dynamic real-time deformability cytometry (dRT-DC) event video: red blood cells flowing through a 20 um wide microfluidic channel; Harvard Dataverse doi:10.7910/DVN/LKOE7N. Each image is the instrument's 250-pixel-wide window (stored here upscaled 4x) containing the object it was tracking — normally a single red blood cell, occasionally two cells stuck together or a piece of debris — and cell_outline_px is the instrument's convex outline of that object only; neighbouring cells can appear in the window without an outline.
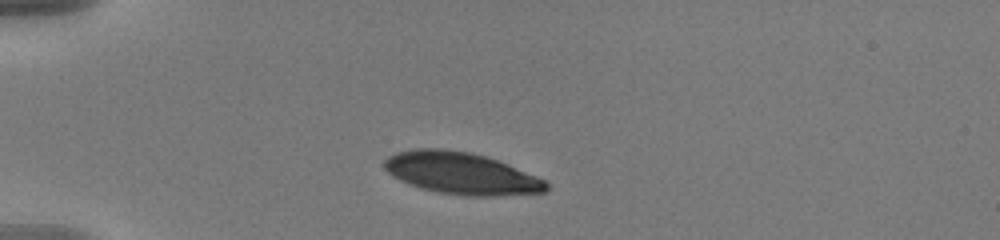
{"species": "human", "species_latin": "Homo sapiens", "temperature_condition": "warm", "stored_images_in_passage": 42, "camera_frame_rate_fps": 3000, "um_per_image_px": 0.085, "donor": {"sex": "male"}, "frame": {"image": 1, "passage_image": 1, "time_ms": 0.0, "image_size_px": [1000, 240], "cell_outline_px": [[548, 192], [496, 196], [464, 196], [440, 192], [420, 188], [408, 184], [392, 176], [384, 168], [384, 160], [388, 156], [396, 152], [416, 148], [440, 148], [472, 152], [508, 164], [536, 176], [544, 180], [548, 184]], "centroid_in_image_um": [39.19, 14.73], "position_along_channel_um": 45.8, "area_um2": 39.65}}
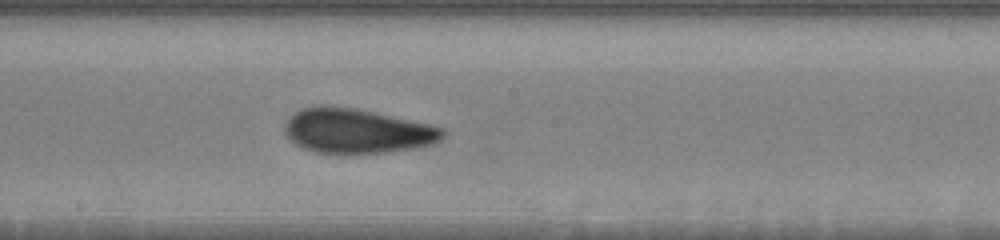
{"frame": {"image": 2, "passage_image": 18, "time_ms": 5.667, "image_size_px": [1000, 240], "cell_outline_px": [[448, 136], [432, 144], [412, 148], [356, 156], [316, 152], [304, 148], [296, 144], [284, 132], [284, 124], [288, 116], [300, 108], [356, 108], [448, 128]], "centroid_in_image_um": [30.4, 11.18], "position_along_channel_um": 217.8, "area_um2": 41.38}}
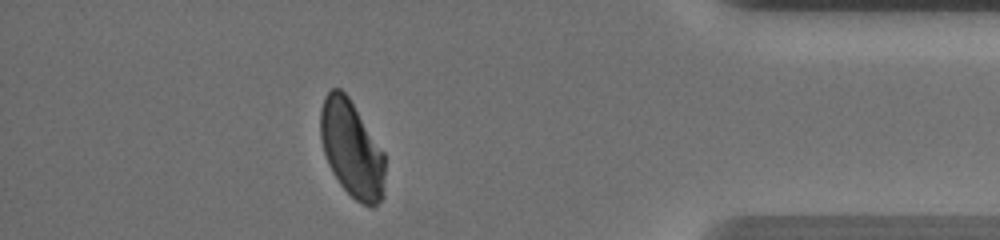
{"frame": {"image": 3, "passage_image": 36, "time_ms": 11.667, "image_size_px": [1000, 240], "cell_outline_px": [[384, 196], [372, 208], [360, 204], [340, 184], [332, 172], [328, 164], [324, 152], [320, 136], [320, 112], [324, 96], [332, 88], [340, 88], [348, 96], [384, 152]], "centroid_in_image_um": [29.89, 12.67], "position_along_channel_um": 405.3, "area_um2": 36.3}, "authors_computed_cell_mechanics": {"area_um2": 39.9687, "velocity_mm_per_s": 3.6336, "shape_relaxation_time_tau1_ms": 3.8559, "shape_relaxation_time_tau2_ms": 1.4076, "deformation_change_tau1": 0.1392, "deformation_change_tau2": 0.0529}}